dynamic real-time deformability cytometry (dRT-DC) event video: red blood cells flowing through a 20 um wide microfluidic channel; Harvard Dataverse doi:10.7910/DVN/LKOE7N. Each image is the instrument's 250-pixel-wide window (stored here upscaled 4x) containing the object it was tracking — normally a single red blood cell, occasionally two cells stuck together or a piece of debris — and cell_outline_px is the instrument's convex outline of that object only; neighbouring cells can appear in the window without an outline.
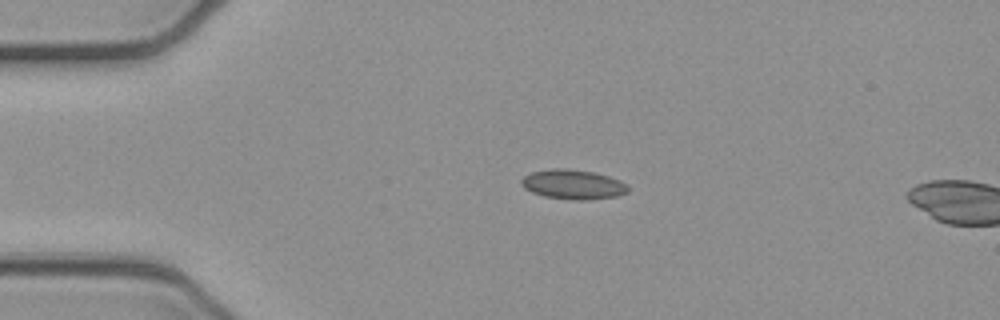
{"species": "common noctule bat (a hibernating species)", "species_latin": "Nyctalus noctula", "temperature_condition": "cold", "stored_images_in_passage": 10, "camera_frame_rate_fps": 3000, "um_per_image_px": 0.085, "animal": {"sex": "female", "body_mass_g": 21.9}, "frame": {"image": 1, "passage_image": 7, "time_ms": 2.0, "image_size_px": [1000, 320], "cell_outline_px": [[628, 192], [616, 196], [588, 200], [572, 200], [544, 196], [532, 192], [524, 188], [520, 184], [520, 180], [524, 176], [532, 172], [552, 168], [568, 168], [596, 172], [620, 180], [628, 184]], "centroid_in_image_um": [48.71, 15.67], "position_along_channel_um": 36.3, "area_um2": 18.61}}